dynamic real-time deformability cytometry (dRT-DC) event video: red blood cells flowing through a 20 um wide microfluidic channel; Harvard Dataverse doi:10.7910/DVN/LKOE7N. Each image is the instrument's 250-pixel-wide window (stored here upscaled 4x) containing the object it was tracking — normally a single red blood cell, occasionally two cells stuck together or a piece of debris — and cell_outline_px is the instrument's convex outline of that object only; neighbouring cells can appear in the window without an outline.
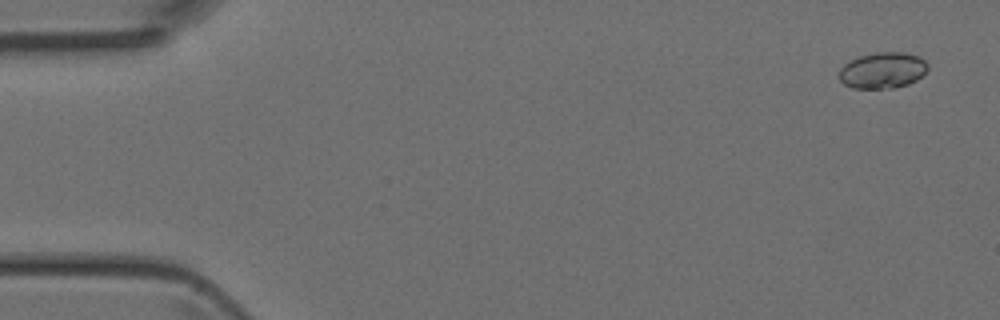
{"species": "Egyptian fruit bat (a non-hibernating species)", "species_latin": "Rousettus aegyptiacus", "temperature_condition": "room temperature", "stored_images_in_passage": 5, "camera_frame_rate_fps": 3000, "um_per_image_px": 0.085, "animal": {"sex": "female"}, "frame": {"image": 1, "passage_image": 1, "time_ms": 0.0, "image_size_px": [1000, 320], "cell_outline_px": [[928, 68], [916, 80], [908, 84], [892, 88], [852, 88], [844, 84], [836, 76], [840, 68], [844, 64], [860, 56], [876, 52], [904, 52], [920, 56], [928, 64]], "centroid_in_image_um": [75.0, 5.98], "position_along_channel_um": 10.0, "area_um2": 18.73}}
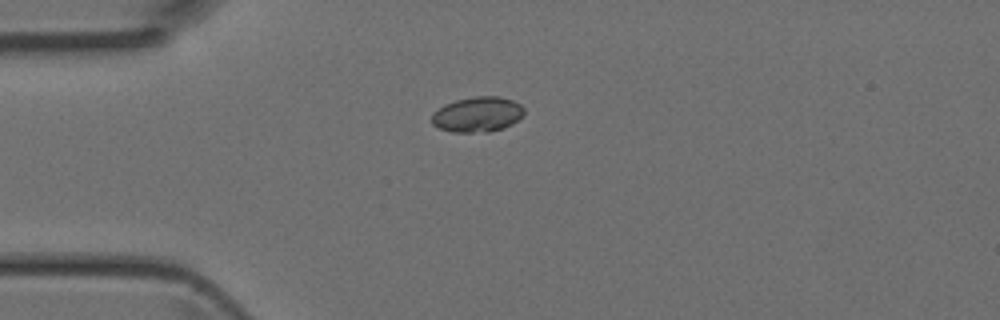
{"frame": {"image": 2, "passage_image": 3, "time_ms": 0.667, "image_size_px": [1000, 320], "cell_outline_px": [[524, 112], [512, 124], [504, 128], [488, 132], [452, 132], [440, 128], [432, 124], [432, 112], [444, 104], [456, 100], [476, 96], [500, 96], [512, 100], [520, 104], [524, 108]], "centroid_in_image_um": [40.57, 9.72], "position_along_channel_um": 44.4, "area_um2": 18.96}}
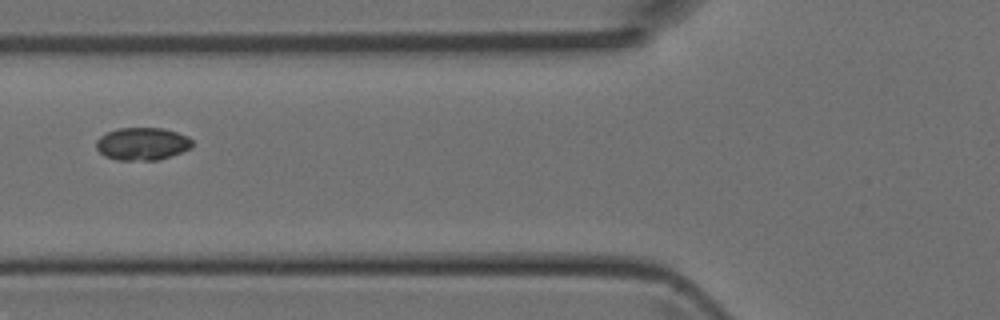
{"frame": {"image": 3, "passage_image": 5, "time_ms": 1.333, "image_size_px": [1000, 320], "cell_outline_px": [[192, 144], [188, 148], [180, 152], [160, 160], [120, 160], [104, 156], [96, 148], [96, 140], [100, 136], [108, 132], [120, 128], [164, 128], [188, 136], [192, 140]], "centroid_in_image_um": [12.07, 12.22], "position_along_channel_um": 113.7, "area_um2": 18.15}}